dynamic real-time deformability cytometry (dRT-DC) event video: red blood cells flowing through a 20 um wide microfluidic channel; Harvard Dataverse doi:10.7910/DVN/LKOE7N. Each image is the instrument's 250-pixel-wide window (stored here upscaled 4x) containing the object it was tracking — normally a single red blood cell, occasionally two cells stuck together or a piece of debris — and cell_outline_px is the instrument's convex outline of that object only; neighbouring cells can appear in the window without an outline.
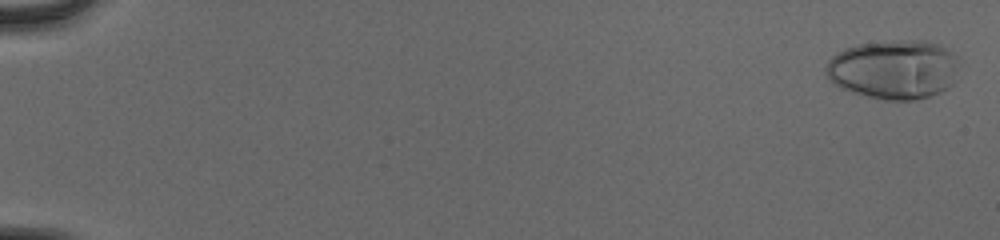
{"species": "human", "species_latin": "Homo sapiens", "temperature_condition": "cold", "stored_images_in_passage": 55, "camera_frame_rate_fps": 3000, "um_per_image_px": 0.085, "donor": {"sex": "male"}, "frame": {"image": 1, "passage_image": 2, "time_ms": 0.333, "image_size_px": [1000, 240], "cell_outline_px": [[960, 56], [952, 84], [940, 92], [916, 100], [884, 100], [852, 92], [840, 88], [828, 80], [824, 72], [828, 60], [836, 52], [844, 48], [856, 44], [896, 40], [928, 40]], "centroid_in_image_um": [75.93, 5.89], "position_along_channel_um": 9.1, "area_um2": 46.41}}
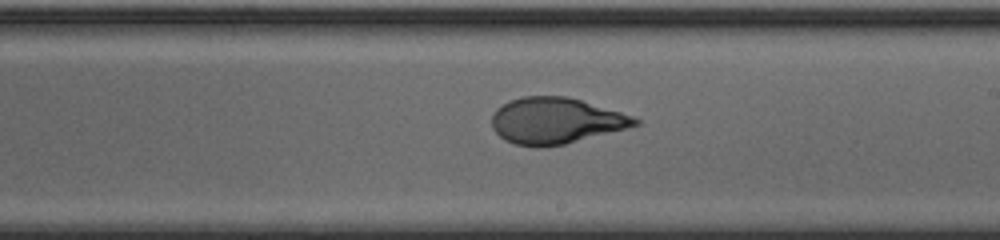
{"frame": {"image": 2, "passage_image": 35, "time_ms": 11.333, "image_size_px": [1000, 240], "cell_outline_px": [[640, 124], [564, 144], [516, 144], [504, 140], [492, 128], [492, 112], [496, 108], [512, 100], [524, 96], [568, 96], [620, 112], [632, 116], [640, 120]], "centroid_in_image_um": [47.22, 10.22], "position_along_channel_um": 241.8, "area_um2": 37.45}}
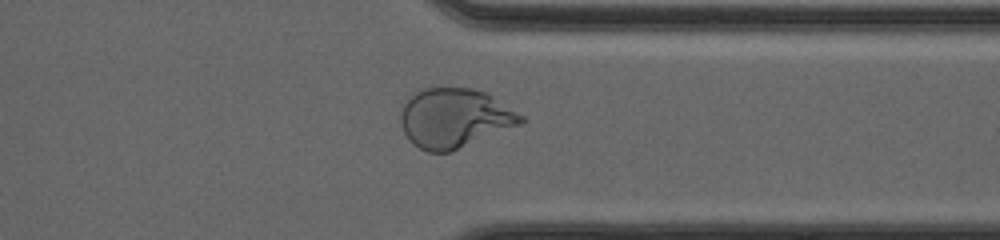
{"frame": {"image": 3, "passage_image": 45, "time_ms": 14.667, "image_size_px": [1000, 240], "cell_outline_px": [[528, 120], [520, 124], [452, 152], [428, 152], [412, 144], [408, 140], [400, 124], [400, 112], [404, 104], [416, 92], [424, 88], [472, 88], [488, 92], [524, 116]], "centroid_in_image_um": [38.65, 10.04], "position_along_channel_um": 372.7, "area_um2": 41.85}, "authors_computed_cell_mechanics": {"area_um2": 39.3618, "velocity_mm_per_s": 3.9078, "shape_relaxation_time_tau1_ms": 5.387, "shape_relaxation_time_tau2_ms": 0.8231, "deformation_change_tau1": 0.2514, "deformation_change_tau2": 0.0656}}